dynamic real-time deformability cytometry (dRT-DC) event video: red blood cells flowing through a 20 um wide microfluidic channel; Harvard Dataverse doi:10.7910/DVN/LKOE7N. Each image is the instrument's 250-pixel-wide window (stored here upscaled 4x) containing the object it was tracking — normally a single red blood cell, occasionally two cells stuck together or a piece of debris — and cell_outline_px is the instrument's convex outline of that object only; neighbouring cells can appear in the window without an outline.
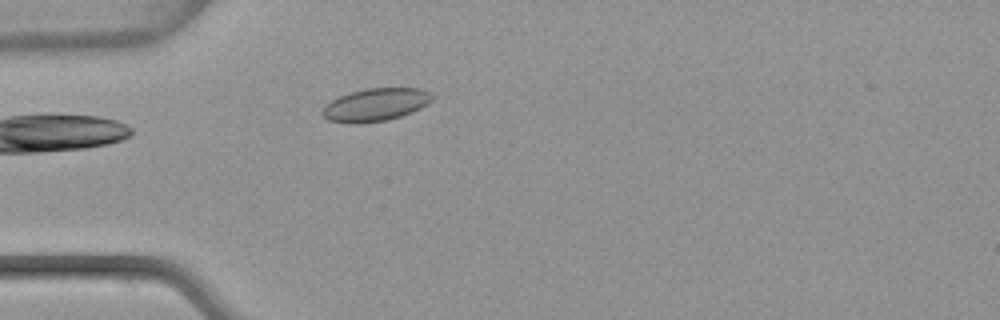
{"species": "common noctule bat (a hibernating species)", "species_latin": "Nyctalus noctula", "temperature_condition": "warm", "stored_images_in_passage": 5, "camera_frame_rate_fps": 3000, "um_per_image_px": 0.085, "animal": {"sex": "female", "body_mass_g": 22.7, "forearm_length_mm": 54.2}, "frame": {"image": 1, "passage_image": 1, "time_ms": 0.0, "image_size_px": [1000, 320], "cell_outline_px": [[436, 96], [428, 104], [412, 112], [388, 120], [360, 124], [348, 124], [328, 120], [320, 112], [332, 100], [340, 96], [364, 88], [420, 88]], "centroid_in_image_um": [31.94, 8.91], "position_along_channel_um": 53.1, "area_um2": 21.1}}